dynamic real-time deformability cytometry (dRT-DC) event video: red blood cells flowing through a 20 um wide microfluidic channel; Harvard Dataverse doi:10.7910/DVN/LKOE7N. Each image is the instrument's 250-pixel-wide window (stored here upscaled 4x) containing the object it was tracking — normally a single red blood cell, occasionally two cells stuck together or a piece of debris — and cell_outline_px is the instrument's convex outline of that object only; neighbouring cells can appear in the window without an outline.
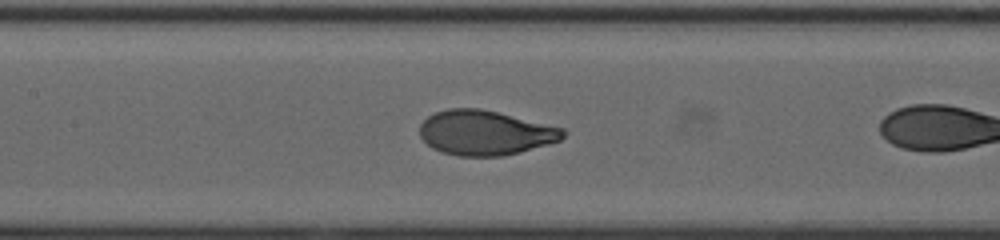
{"species": "human", "species_latin": "Homo sapiens", "temperature_condition": "cold", "stored_images_in_passage": 38, "camera_frame_rate_fps": 3000, "um_per_image_px": 0.085, "donor": {"sex": "female"}, "frame": {"image": 1, "passage_image": 22, "time_ms": 7.0, "image_size_px": [1000, 240], "cell_outline_px": [[568, 132], [560, 140], [548, 144], [520, 152], [504, 156], [460, 156], [440, 152], [432, 148], [420, 136], [420, 124], [428, 116], [436, 112], [448, 108], [480, 108], [564, 128]], "centroid_in_image_um": [41.24, 11.29], "position_along_channel_um": 166.2, "area_um2": 37.34}}